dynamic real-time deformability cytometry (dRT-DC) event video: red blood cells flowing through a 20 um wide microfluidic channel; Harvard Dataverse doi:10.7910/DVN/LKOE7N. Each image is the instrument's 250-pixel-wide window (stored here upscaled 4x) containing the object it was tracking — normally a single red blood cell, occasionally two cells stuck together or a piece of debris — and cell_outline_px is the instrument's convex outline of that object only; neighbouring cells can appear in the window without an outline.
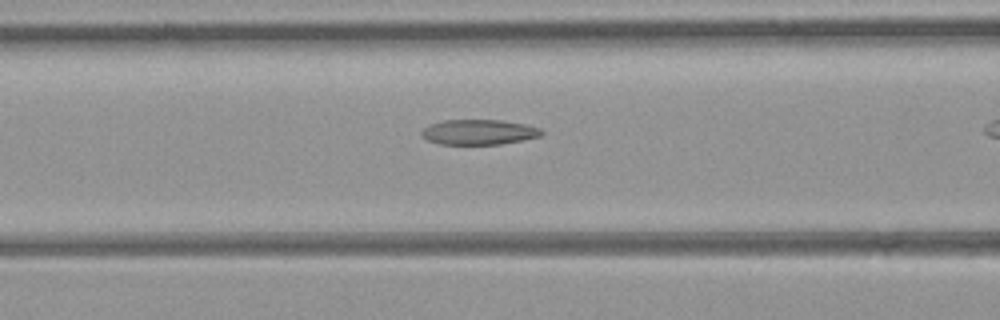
{"species": "common noctule bat (a hibernating species)", "species_latin": "Nyctalus noctula", "temperature_condition": "room temperature", "stored_images_in_passage": 25, "camera_frame_rate_fps": 3000, "um_per_image_px": 0.085, "animal": {"sex": "female", "body_mass_g": 21.9}, "frame": {"image": 1, "passage_image": 13, "time_ms": 4.0, "image_size_px": [1000, 320], "cell_outline_px": [[544, 132], [540, 136], [500, 144], [440, 144], [428, 140], [420, 136], [420, 132], [424, 128], [432, 124], [444, 120], [500, 120], [524, 124], [540, 128]], "centroid_in_image_um": [40.68, 11.23], "position_along_channel_um": 125.9, "area_um2": 17.4}}
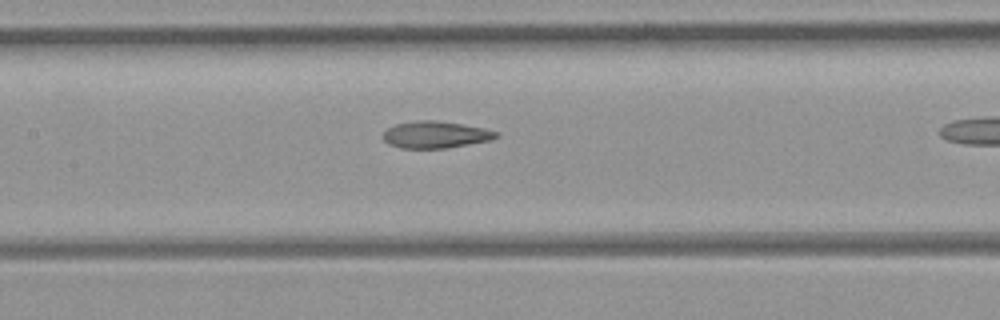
{"frame": {"image": 2, "passage_image": 16, "time_ms": 5.0, "image_size_px": [1000, 320], "cell_outline_px": [[500, 136], [492, 140], [448, 148], [400, 148], [388, 144], [380, 136], [388, 128], [396, 124], [416, 120], [436, 120], [464, 124], [484, 128], [500, 132]], "centroid_in_image_um": [37.04, 11.44], "position_along_channel_um": 170.4, "area_um2": 18.03}}